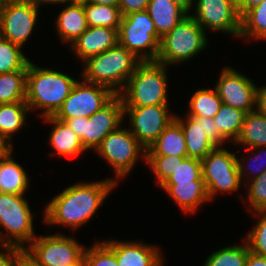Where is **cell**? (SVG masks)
Returning <instances> with one entry per match:
<instances>
[{
	"label": "cell",
	"mask_w": 266,
	"mask_h": 266,
	"mask_svg": "<svg viewBox=\"0 0 266 266\" xmlns=\"http://www.w3.org/2000/svg\"><path fill=\"white\" fill-rule=\"evenodd\" d=\"M118 187L113 177L92 182L77 181L52 196L43 208V224L77 231L94 217Z\"/></svg>",
	"instance_id": "obj_1"
},
{
	"label": "cell",
	"mask_w": 266,
	"mask_h": 266,
	"mask_svg": "<svg viewBox=\"0 0 266 266\" xmlns=\"http://www.w3.org/2000/svg\"><path fill=\"white\" fill-rule=\"evenodd\" d=\"M53 69L37 66L31 60L27 66L25 102L31 114L34 110L39 112V118L54 116L78 81L67 72Z\"/></svg>",
	"instance_id": "obj_2"
},
{
	"label": "cell",
	"mask_w": 266,
	"mask_h": 266,
	"mask_svg": "<svg viewBox=\"0 0 266 266\" xmlns=\"http://www.w3.org/2000/svg\"><path fill=\"white\" fill-rule=\"evenodd\" d=\"M141 62L127 48L116 46L92 56L82 63L83 80L108 87L118 95Z\"/></svg>",
	"instance_id": "obj_3"
},
{
	"label": "cell",
	"mask_w": 266,
	"mask_h": 266,
	"mask_svg": "<svg viewBox=\"0 0 266 266\" xmlns=\"http://www.w3.org/2000/svg\"><path fill=\"white\" fill-rule=\"evenodd\" d=\"M168 69L157 61H141L118 94L123 106L169 105Z\"/></svg>",
	"instance_id": "obj_4"
},
{
	"label": "cell",
	"mask_w": 266,
	"mask_h": 266,
	"mask_svg": "<svg viewBox=\"0 0 266 266\" xmlns=\"http://www.w3.org/2000/svg\"><path fill=\"white\" fill-rule=\"evenodd\" d=\"M207 32L188 14L161 37L157 62L166 66L189 62L209 46Z\"/></svg>",
	"instance_id": "obj_5"
},
{
	"label": "cell",
	"mask_w": 266,
	"mask_h": 266,
	"mask_svg": "<svg viewBox=\"0 0 266 266\" xmlns=\"http://www.w3.org/2000/svg\"><path fill=\"white\" fill-rule=\"evenodd\" d=\"M25 195L0 192V245L25 249L38 235L34 216Z\"/></svg>",
	"instance_id": "obj_6"
},
{
	"label": "cell",
	"mask_w": 266,
	"mask_h": 266,
	"mask_svg": "<svg viewBox=\"0 0 266 266\" xmlns=\"http://www.w3.org/2000/svg\"><path fill=\"white\" fill-rule=\"evenodd\" d=\"M125 123L115 131L110 132L100 146L95 150L96 155L105 160L114 171L113 180L119 185L121 179L129 176L139 161L146 164L147 150L130 132Z\"/></svg>",
	"instance_id": "obj_7"
},
{
	"label": "cell",
	"mask_w": 266,
	"mask_h": 266,
	"mask_svg": "<svg viewBox=\"0 0 266 266\" xmlns=\"http://www.w3.org/2000/svg\"><path fill=\"white\" fill-rule=\"evenodd\" d=\"M236 153L229 151L226 146L215 147L201 159L202 177L211 202L221 194L238 193L243 187Z\"/></svg>",
	"instance_id": "obj_8"
},
{
	"label": "cell",
	"mask_w": 266,
	"mask_h": 266,
	"mask_svg": "<svg viewBox=\"0 0 266 266\" xmlns=\"http://www.w3.org/2000/svg\"><path fill=\"white\" fill-rule=\"evenodd\" d=\"M65 123L80 138L88 152L100 146L102 140L124 123V106L119 95H115L103 108L89 118H69Z\"/></svg>",
	"instance_id": "obj_9"
},
{
	"label": "cell",
	"mask_w": 266,
	"mask_h": 266,
	"mask_svg": "<svg viewBox=\"0 0 266 266\" xmlns=\"http://www.w3.org/2000/svg\"><path fill=\"white\" fill-rule=\"evenodd\" d=\"M161 37L148 12H131L122 17L118 44L127 48L141 61H156Z\"/></svg>",
	"instance_id": "obj_10"
},
{
	"label": "cell",
	"mask_w": 266,
	"mask_h": 266,
	"mask_svg": "<svg viewBox=\"0 0 266 266\" xmlns=\"http://www.w3.org/2000/svg\"><path fill=\"white\" fill-rule=\"evenodd\" d=\"M86 246L63 232L37 235L24 249L25 256L37 266H70L83 256Z\"/></svg>",
	"instance_id": "obj_11"
},
{
	"label": "cell",
	"mask_w": 266,
	"mask_h": 266,
	"mask_svg": "<svg viewBox=\"0 0 266 266\" xmlns=\"http://www.w3.org/2000/svg\"><path fill=\"white\" fill-rule=\"evenodd\" d=\"M115 95L106 86L78 78L70 95L54 117L64 122L69 118H89L103 108Z\"/></svg>",
	"instance_id": "obj_12"
},
{
	"label": "cell",
	"mask_w": 266,
	"mask_h": 266,
	"mask_svg": "<svg viewBox=\"0 0 266 266\" xmlns=\"http://www.w3.org/2000/svg\"><path fill=\"white\" fill-rule=\"evenodd\" d=\"M168 106L124 107V123L128 120L130 132L146 150L175 119V113L169 112Z\"/></svg>",
	"instance_id": "obj_13"
},
{
	"label": "cell",
	"mask_w": 266,
	"mask_h": 266,
	"mask_svg": "<svg viewBox=\"0 0 266 266\" xmlns=\"http://www.w3.org/2000/svg\"><path fill=\"white\" fill-rule=\"evenodd\" d=\"M40 7L37 0L1 6L0 36L23 48L37 26Z\"/></svg>",
	"instance_id": "obj_14"
},
{
	"label": "cell",
	"mask_w": 266,
	"mask_h": 266,
	"mask_svg": "<svg viewBox=\"0 0 266 266\" xmlns=\"http://www.w3.org/2000/svg\"><path fill=\"white\" fill-rule=\"evenodd\" d=\"M190 15L208 34L221 32L239 38L241 16L228 0H194Z\"/></svg>",
	"instance_id": "obj_15"
},
{
	"label": "cell",
	"mask_w": 266,
	"mask_h": 266,
	"mask_svg": "<svg viewBox=\"0 0 266 266\" xmlns=\"http://www.w3.org/2000/svg\"><path fill=\"white\" fill-rule=\"evenodd\" d=\"M255 83L234 67L224 66L219 71L218 80L213 87L222 103L249 113L256 110L258 85Z\"/></svg>",
	"instance_id": "obj_16"
},
{
	"label": "cell",
	"mask_w": 266,
	"mask_h": 266,
	"mask_svg": "<svg viewBox=\"0 0 266 266\" xmlns=\"http://www.w3.org/2000/svg\"><path fill=\"white\" fill-rule=\"evenodd\" d=\"M116 255L120 266H164L165 258L157 245L147 244L141 240H102Z\"/></svg>",
	"instance_id": "obj_17"
},
{
	"label": "cell",
	"mask_w": 266,
	"mask_h": 266,
	"mask_svg": "<svg viewBox=\"0 0 266 266\" xmlns=\"http://www.w3.org/2000/svg\"><path fill=\"white\" fill-rule=\"evenodd\" d=\"M118 44V29L108 27H88V29L70 45V51L80 63L98 55Z\"/></svg>",
	"instance_id": "obj_18"
},
{
	"label": "cell",
	"mask_w": 266,
	"mask_h": 266,
	"mask_svg": "<svg viewBox=\"0 0 266 266\" xmlns=\"http://www.w3.org/2000/svg\"><path fill=\"white\" fill-rule=\"evenodd\" d=\"M160 188L186 215L195 214L202 205L210 202L204 180L192 183H163Z\"/></svg>",
	"instance_id": "obj_19"
},
{
	"label": "cell",
	"mask_w": 266,
	"mask_h": 266,
	"mask_svg": "<svg viewBox=\"0 0 266 266\" xmlns=\"http://www.w3.org/2000/svg\"><path fill=\"white\" fill-rule=\"evenodd\" d=\"M43 120V121H42ZM41 121L53 125L50 134L48 135V144L51 146L53 151H50L53 157H67L76 158L79 155H83L87 152L80 138L70 127L64 122L54 116H48L41 118Z\"/></svg>",
	"instance_id": "obj_20"
},
{
	"label": "cell",
	"mask_w": 266,
	"mask_h": 266,
	"mask_svg": "<svg viewBox=\"0 0 266 266\" xmlns=\"http://www.w3.org/2000/svg\"><path fill=\"white\" fill-rule=\"evenodd\" d=\"M54 19L57 37L68 47L88 29L84 2L64 5Z\"/></svg>",
	"instance_id": "obj_21"
},
{
	"label": "cell",
	"mask_w": 266,
	"mask_h": 266,
	"mask_svg": "<svg viewBox=\"0 0 266 266\" xmlns=\"http://www.w3.org/2000/svg\"><path fill=\"white\" fill-rule=\"evenodd\" d=\"M14 148L0 154V192L25 195L30 187V177L25 168L15 160Z\"/></svg>",
	"instance_id": "obj_22"
},
{
	"label": "cell",
	"mask_w": 266,
	"mask_h": 266,
	"mask_svg": "<svg viewBox=\"0 0 266 266\" xmlns=\"http://www.w3.org/2000/svg\"><path fill=\"white\" fill-rule=\"evenodd\" d=\"M175 119L181 124L186 145L187 157L203 159L216 146L208 139L203 128V117L180 116L175 114Z\"/></svg>",
	"instance_id": "obj_23"
},
{
	"label": "cell",
	"mask_w": 266,
	"mask_h": 266,
	"mask_svg": "<svg viewBox=\"0 0 266 266\" xmlns=\"http://www.w3.org/2000/svg\"><path fill=\"white\" fill-rule=\"evenodd\" d=\"M28 113L26 102L0 104V138L9 148H14L13 135L27 127Z\"/></svg>",
	"instance_id": "obj_24"
},
{
	"label": "cell",
	"mask_w": 266,
	"mask_h": 266,
	"mask_svg": "<svg viewBox=\"0 0 266 266\" xmlns=\"http://www.w3.org/2000/svg\"><path fill=\"white\" fill-rule=\"evenodd\" d=\"M147 156L187 157V145L181 124L174 119L147 149Z\"/></svg>",
	"instance_id": "obj_25"
},
{
	"label": "cell",
	"mask_w": 266,
	"mask_h": 266,
	"mask_svg": "<svg viewBox=\"0 0 266 266\" xmlns=\"http://www.w3.org/2000/svg\"><path fill=\"white\" fill-rule=\"evenodd\" d=\"M146 11L162 37L171 31L188 13L172 0H149Z\"/></svg>",
	"instance_id": "obj_26"
},
{
	"label": "cell",
	"mask_w": 266,
	"mask_h": 266,
	"mask_svg": "<svg viewBox=\"0 0 266 266\" xmlns=\"http://www.w3.org/2000/svg\"><path fill=\"white\" fill-rule=\"evenodd\" d=\"M233 145L238 149L266 146V116L258 110L247 113Z\"/></svg>",
	"instance_id": "obj_27"
},
{
	"label": "cell",
	"mask_w": 266,
	"mask_h": 266,
	"mask_svg": "<svg viewBox=\"0 0 266 266\" xmlns=\"http://www.w3.org/2000/svg\"><path fill=\"white\" fill-rule=\"evenodd\" d=\"M239 38L244 41H266V0L241 16Z\"/></svg>",
	"instance_id": "obj_28"
},
{
	"label": "cell",
	"mask_w": 266,
	"mask_h": 266,
	"mask_svg": "<svg viewBox=\"0 0 266 266\" xmlns=\"http://www.w3.org/2000/svg\"><path fill=\"white\" fill-rule=\"evenodd\" d=\"M188 102L189 110H187L186 115L193 117L214 118L222 105L215 87L196 89Z\"/></svg>",
	"instance_id": "obj_29"
},
{
	"label": "cell",
	"mask_w": 266,
	"mask_h": 266,
	"mask_svg": "<svg viewBox=\"0 0 266 266\" xmlns=\"http://www.w3.org/2000/svg\"><path fill=\"white\" fill-rule=\"evenodd\" d=\"M246 114L241 109L222 103L219 112L213 118L217 131L233 144L239 136Z\"/></svg>",
	"instance_id": "obj_30"
},
{
	"label": "cell",
	"mask_w": 266,
	"mask_h": 266,
	"mask_svg": "<svg viewBox=\"0 0 266 266\" xmlns=\"http://www.w3.org/2000/svg\"><path fill=\"white\" fill-rule=\"evenodd\" d=\"M27 71L0 73V104L25 102Z\"/></svg>",
	"instance_id": "obj_31"
},
{
	"label": "cell",
	"mask_w": 266,
	"mask_h": 266,
	"mask_svg": "<svg viewBox=\"0 0 266 266\" xmlns=\"http://www.w3.org/2000/svg\"><path fill=\"white\" fill-rule=\"evenodd\" d=\"M241 241L212 252L203 266H246L249 245L243 237Z\"/></svg>",
	"instance_id": "obj_32"
},
{
	"label": "cell",
	"mask_w": 266,
	"mask_h": 266,
	"mask_svg": "<svg viewBox=\"0 0 266 266\" xmlns=\"http://www.w3.org/2000/svg\"><path fill=\"white\" fill-rule=\"evenodd\" d=\"M242 150L248 152L246 155L243 154L244 157L240 156L241 158L237 155V166L240 179L243 185H245L247 182L258 177L266 170V146L242 148Z\"/></svg>",
	"instance_id": "obj_33"
},
{
	"label": "cell",
	"mask_w": 266,
	"mask_h": 266,
	"mask_svg": "<svg viewBox=\"0 0 266 266\" xmlns=\"http://www.w3.org/2000/svg\"><path fill=\"white\" fill-rule=\"evenodd\" d=\"M84 10L88 27L119 29L123 16L118 6L84 2Z\"/></svg>",
	"instance_id": "obj_34"
},
{
	"label": "cell",
	"mask_w": 266,
	"mask_h": 266,
	"mask_svg": "<svg viewBox=\"0 0 266 266\" xmlns=\"http://www.w3.org/2000/svg\"><path fill=\"white\" fill-rule=\"evenodd\" d=\"M22 47L0 36V73L27 71L30 62Z\"/></svg>",
	"instance_id": "obj_35"
},
{
	"label": "cell",
	"mask_w": 266,
	"mask_h": 266,
	"mask_svg": "<svg viewBox=\"0 0 266 266\" xmlns=\"http://www.w3.org/2000/svg\"><path fill=\"white\" fill-rule=\"evenodd\" d=\"M244 186L247 189L246 198L243 197L244 195L240 197L245 202L244 205L246 203L248 205L247 212L266 211V170L258 177L247 182Z\"/></svg>",
	"instance_id": "obj_36"
},
{
	"label": "cell",
	"mask_w": 266,
	"mask_h": 266,
	"mask_svg": "<svg viewBox=\"0 0 266 266\" xmlns=\"http://www.w3.org/2000/svg\"><path fill=\"white\" fill-rule=\"evenodd\" d=\"M196 180H203L201 160L185 157L178 160L174 173L164 183H192Z\"/></svg>",
	"instance_id": "obj_37"
},
{
	"label": "cell",
	"mask_w": 266,
	"mask_h": 266,
	"mask_svg": "<svg viewBox=\"0 0 266 266\" xmlns=\"http://www.w3.org/2000/svg\"><path fill=\"white\" fill-rule=\"evenodd\" d=\"M257 222L252 230L244 235V239L249 245L250 251L266 257V211L251 213Z\"/></svg>",
	"instance_id": "obj_38"
},
{
	"label": "cell",
	"mask_w": 266,
	"mask_h": 266,
	"mask_svg": "<svg viewBox=\"0 0 266 266\" xmlns=\"http://www.w3.org/2000/svg\"><path fill=\"white\" fill-rule=\"evenodd\" d=\"M185 157L180 156H147V168L153 172L155 182L160 187L177 168L178 160Z\"/></svg>",
	"instance_id": "obj_39"
},
{
	"label": "cell",
	"mask_w": 266,
	"mask_h": 266,
	"mask_svg": "<svg viewBox=\"0 0 266 266\" xmlns=\"http://www.w3.org/2000/svg\"><path fill=\"white\" fill-rule=\"evenodd\" d=\"M84 260L86 266H120L115 253L102 240L85 248Z\"/></svg>",
	"instance_id": "obj_40"
},
{
	"label": "cell",
	"mask_w": 266,
	"mask_h": 266,
	"mask_svg": "<svg viewBox=\"0 0 266 266\" xmlns=\"http://www.w3.org/2000/svg\"><path fill=\"white\" fill-rule=\"evenodd\" d=\"M24 256L23 248L0 245V266H20Z\"/></svg>",
	"instance_id": "obj_41"
},
{
	"label": "cell",
	"mask_w": 266,
	"mask_h": 266,
	"mask_svg": "<svg viewBox=\"0 0 266 266\" xmlns=\"http://www.w3.org/2000/svg\"><path fill=\"white\" fill-rule=\"evenodd\" d=\"M203 128L208 139L216 146L223 147L228 145V141L217 131L213 118L203 117Z\"/></svg>",
	"instance_id": "obj_42"
},
{
	"label": "cell",
	"mask_w": 266,
	"mask_h": 266,
	"mask_svg": "<svg viewBox=\"0 0 266 266\" xmlns=\"http://www.w3.org/2000/svg\"><path fill=\"white\" fill-rule=\"evenodd\" d=\"M149 0H119V9L122 16L131 12L145 11Z\"/></svg>",
	"instance_id": "obj_43"
},
{
	"label": "cell",
	"mask_w": 266,
	"mask_h": 266,
	"mask_svg": "<svg viewBox=\"0 0 266 266\" xmlns=\"http://www.w3.org/2000/svg\"><path fill=\"white\" fill-rule=\"evenodd\" d=\"M256 110L266 116V86H258Z\"/></svg>",
	"instance_id": "obj_44"
},
{
	"label": "cell",
	"mask_w": 266,
	"mask_h": 266,
	"mask_svg": "<svg viewBox=\"0 0 266 266\" xmlns=\"http://www.w3.org/2000/svg\"><path fill=\"white\" fill-rule=\"evenodd\" d=\"M246 266H266V257L258 255L249 249Z\"/></svg>",
	"instance_id": "obj_45"
},
{
	"label": "cell",
	"mask_w": 266,
	"mask_h": 266,
	"mask_svg": "<svg viewBox=\"0 0 266 266\" xmlns=\"http://www.w3.org/2000/svg\"><path fill=\"white\" fill-rule=\"evenodd\" d=\"M40 6L45 5H67V4H76V3H83L84 0H37Z\"/></svg>",
	"instance_id": "obj_46"
},
{
	"label": "cell",
	"mask_w": 266,
	"mask_h": 266,
	"mask_svg": "<svg viewBox=\"0 0 266 266\" xmlns=\"http://www.w3.org/2000/svg\"><path fill=\"white\" fill-rule=\"evenodd\" d=\"M263 0H242V3L237 7L240 16H242L249 9L259 5Z\"/></svg>",
	"instance_id": "obj_47"
},
{
	"label": "cell",
	"mask_w": 266,
	"mask_h": 266,
	"mask_svg": "<svg viewBox=\"0 0 266 266\" xmlns=\"http://www.w3.org/2000/svg\"><path fill=\"white\" fill-rule=\"evenodd\" d=\"M174 3L179 5L181 8H183L188 14H190L194 0H172Z\"/></svg>",
	"instance_id": "obj_48"
},
{
	"label": "cell",
	"mask_w": 266,
	"mask_h": 266,
	"mask_svg": "<svg viewBox=\"0 0 266 266\" xmlns=\"http://www.w3.org/2000/svg\"><path fill=\"white\" fill-rule=\"evenodd\" d=\"M84 2L102 5L119 6V0H84Z\"/></svg>",
	"instance_id": "obj_49"
},
{
	"label": "cell",
	"mask_w": 266,
	"mask_h": 266,
	"mask_svg": "<svg viewBox=\"0 0 266 266\" xmlns=\"http://www.w3.org/2000/svg\"><path fill=\"white\" fill-rule=\"evenodd\" d=\"M23 1H26V0H0V7L4 5L12 4V3L23 2Z\"/></svg>",
	"instance_id": "obj_50"
},
{
	"label": "cell",
	"mask_w": 266,
	"mask_h": 266,
	"mask_svg": "<svg viewBox=\"0 0 266 266\" xmlns=\"http://www.w3.org/2000/svg\"><path fill=\"white\" fill-rule=\"evenodd\" d=\"M20 266H37L33 262H31L26 256L22 258Z\"/></svg>",
	"instance_id": "obj_51"
},
{
	"label": "cell",
	"mask_w": 266,
	"mask_h": 266,
	"mask_svg": "<svg viewBox=\"0 0 266 266\" xmlns=\"http://www.w3.org/2000/svg\"><path fill=\"white\" fill-rule=\"evenodd\" d=\"M9 147L0 138V154L4 153Z\"/></svg>",
	"instance_id": "obj_52"
},
{
	"label": "cell",
	"mask_w": 266,
	"mask_h": 266,
	"mask_svg": "<svg viewBox=\"0 0 266 266\" xmlns=\"http://www.w3.org/2000/svg\"><path fill=\"white\" fill-rule=\"evenodd\" d=\"M70 266H86L85 260H84V256L75 264H72Z\"/></svg>",
	"instance_id": "obj_53"
},
{
	"label": "cell",
	"mask_w": 266,
	"mask_h": 266,
	"mask_svg": "<svg viewBox=\"0 0 266 266\" xmlns=\"http://www.w3.org/2000/svg\"><path fill=\"white\" fill-rule=\"evenodd\" d=\"M228 1L233 3L236 7H238L242 3V0H228Z\"/></svg>",
	"instance_id": "obj_54"
}]
</instances>
